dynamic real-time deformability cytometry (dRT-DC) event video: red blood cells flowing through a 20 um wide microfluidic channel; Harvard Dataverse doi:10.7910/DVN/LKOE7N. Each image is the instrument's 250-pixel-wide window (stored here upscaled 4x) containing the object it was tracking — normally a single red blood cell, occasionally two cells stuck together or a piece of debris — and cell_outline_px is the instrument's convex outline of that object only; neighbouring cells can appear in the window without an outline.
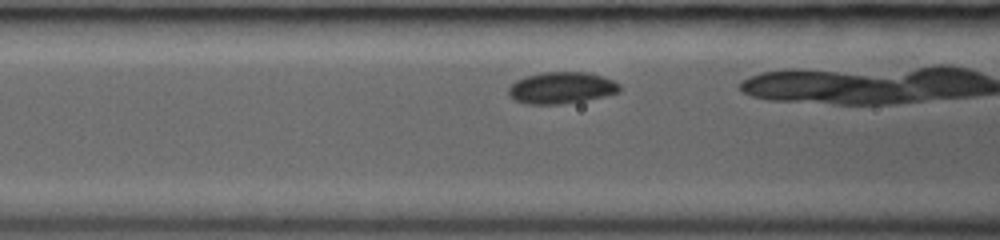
{"species": "common noctule bat (a hibernating species)", "species_latin": "Nyctalus noctula", "temperature_condition": "room temperature", "stored_images_in_passage": 23, "camera_frame_rate_fps": 3000, "um_per_image_px": 0.085, "animal": {"sex": "female", "body_mass_g": 19.0, "forearm_length_mm": 53.3}, "frame": {"image": 1, "passage_image": 4, "time_ms": 1.0, "image_size_px": [1000, 240], "cell_outline_px": [[620, 92], [604, 96], [584, 100], [560, 104], [524, 104], [512, 100], [508, 96], [508, 88], [516, 80], [528, 76], [544, 72], [588, 72], [612, 80], [620, 84]], "centroid_in_image_um": [47.68, 7.47], "position_along_channel_um": 118.9, "area_um2": 20.46}}